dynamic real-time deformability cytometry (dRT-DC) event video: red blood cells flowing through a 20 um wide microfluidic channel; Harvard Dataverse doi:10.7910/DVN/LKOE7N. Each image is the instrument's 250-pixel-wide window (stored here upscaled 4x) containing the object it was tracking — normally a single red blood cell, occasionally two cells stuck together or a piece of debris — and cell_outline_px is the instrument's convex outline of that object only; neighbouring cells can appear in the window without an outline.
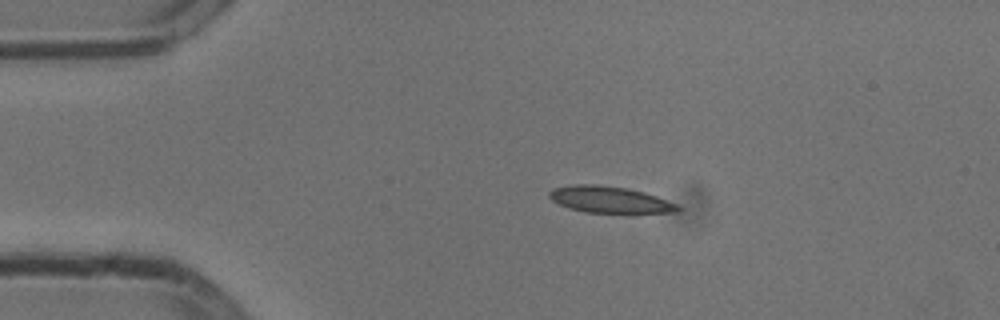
{"species": "common noctule bat (a hibernating species)", "species_latin": "Nyctalus noctula", "temperature_condition": "cold", "stored_images_in_passage": 44, "camera_frame_rate_fps": 3000, "um_per_image_px": 0.085, "animal": {"sex": "male", "body_mass_g": 13.3}, "frame": {"image": 1, "passage_image": 1, "time_ms": 0.0, "image_size_px": [1000, 320], "cell_outline_px": [[684, 208], [680, 212], [632, 216], [624, 216], [584, 212], [568, 208], [552, 200], [548, 196], [548, 192], [552, 188], [576, 184], [596, 184], [628, 188], [644, 192], [680, 204]], "centroid_in_image_um": [51.98, 17.04], "position_along_channel_um": 33.0, "area_um2": 21.44}}
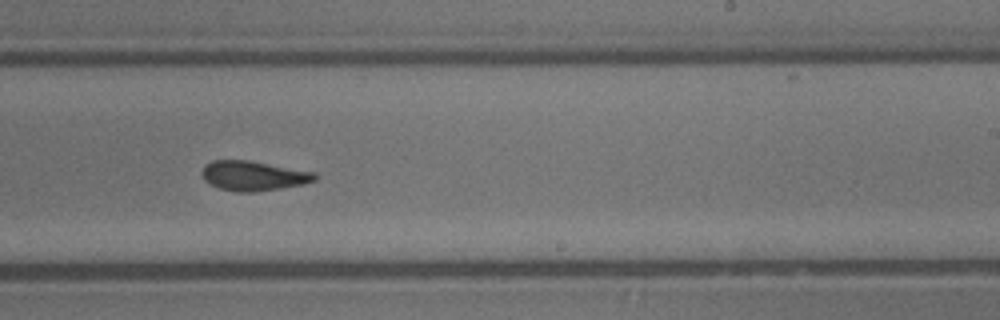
{"frame": {"image": 2, "passage_image": 23, "time_ms": 7.333, "image_size_px": [1000, 320], "cell_outline_px": [[316, 180], [304, 184], [280, 188], [252, 192], [236, 192], [220, 188], [204, 180], [200, 172], [212, 160], [248, 160], [316, 172]], "centroid_in_image_um": [21.55, 14.94], "position_along_channel_um": 267.4, "area_um2": 19.42}}
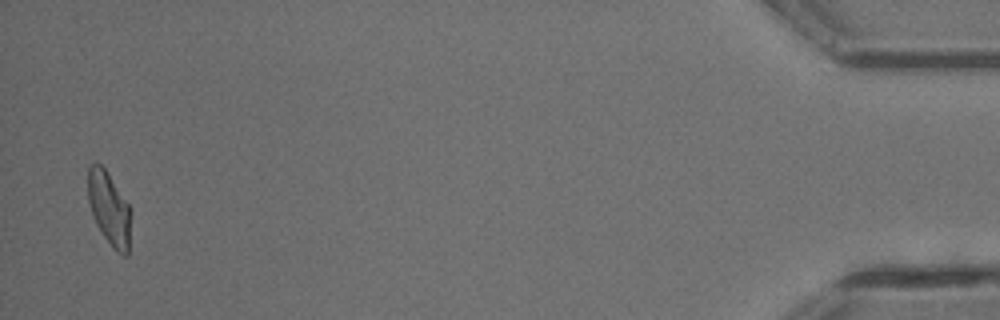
{"frame": {"image": 3, "passage_image": 43, "time_ms": 14.0, "image_size_px": [1000, 320], "cell_outline_px": [[132, 212], [128, 256], [124, 256], [116, 252], [112, 248], [96, 224], [88, 200], [88, 168], [92, 164], [100, 164], [104, 168], [132, 208]], "centroid_in_image_um": [9.32, 17.78], "position_along_channel_um": 425.9, "area_um2": 18.5}, "authors_computed_cell_mechanics": {"area_um2": 19.2185, "velocity_mm_per_s": 3.7905, "shape_relaxation_time_tau1_ms": null, "shape_relaxation_time_tau2_ms": 2.9868, "deformation_change_tau1": null, "deformation_change_tau2": 0.0839}}